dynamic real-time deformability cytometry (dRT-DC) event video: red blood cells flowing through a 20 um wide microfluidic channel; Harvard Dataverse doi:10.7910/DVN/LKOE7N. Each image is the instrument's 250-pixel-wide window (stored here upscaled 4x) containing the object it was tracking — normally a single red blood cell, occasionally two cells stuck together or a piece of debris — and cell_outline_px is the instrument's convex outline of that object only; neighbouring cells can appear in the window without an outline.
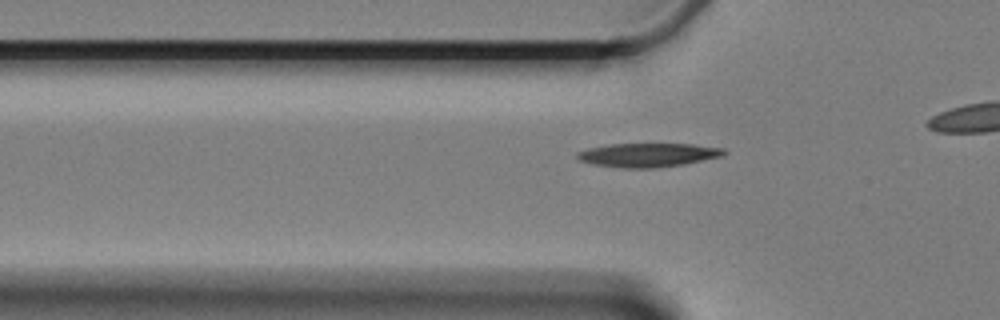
{"species": "Egyptian fruit bat (a non-hibernating species)", "species_latin": "Rousettus aegyptiacus", "temperature_condition": "cold", "stored_images_in_passage": 44, "camera_frame_rate_fps": 3000, "um_per_image_px": 0.085, "animal": {"sex": "female"}, "frame": {"image": 1, "passage_image": 15, "time_ms": 4.667, "image_size_px": [1000, 320], "cell_outline_px": [[728, 152], [720, 156], [684, 164], [656, 168], [624, 168], [592, 164], [580, 160], [576, 156], [576, 152], [588, 148], [608, 144], [692, 144], [724, 148]], "centroid_in_image_um": [55.06, 13.17], "position_along_channel_um": 70.7, "area_um2": 20.35}}
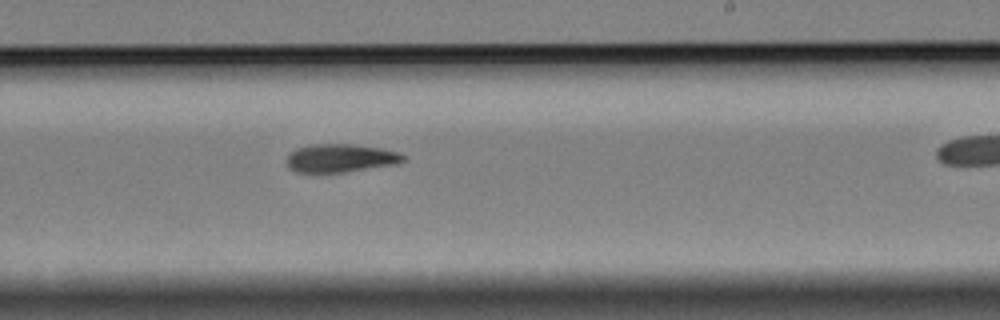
{"frame": {"image": 2, "passage_image": 32, "time_ms": 10.333, "image_size_px": [1000, 320], "cell_outline_px": [[404, 160], [396, 164], [344, 172], [296, 172], [288, 168], [288, 152], [296, 148], [312, 144], [352, 144], [380, 148], [396, 152], [404, 156]], "centroid_in_image_um": [28.89, 13.43], "position_along_channel_um": 260.1, "area_um2": 19.02}}
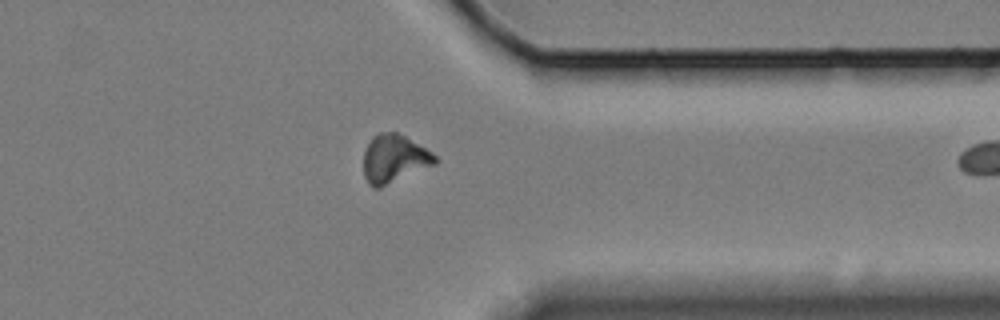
{"frame": {"image": 3, "passage_image": 43, "time_ms": 14.0, "image_size_px": [1000, 320], "cell_outline_px": [[436, 164], [380, 188], [372, 188], [368, 184], [364, 176], [364, 148], [372, 136], [380, 132], [396, 132], [404, 136], [432, 152], [436, 156]], "centroid_in_image_um": [33.47, 13.5], "position_along_channel_um": 377.9, "area_um2": 20.11}}